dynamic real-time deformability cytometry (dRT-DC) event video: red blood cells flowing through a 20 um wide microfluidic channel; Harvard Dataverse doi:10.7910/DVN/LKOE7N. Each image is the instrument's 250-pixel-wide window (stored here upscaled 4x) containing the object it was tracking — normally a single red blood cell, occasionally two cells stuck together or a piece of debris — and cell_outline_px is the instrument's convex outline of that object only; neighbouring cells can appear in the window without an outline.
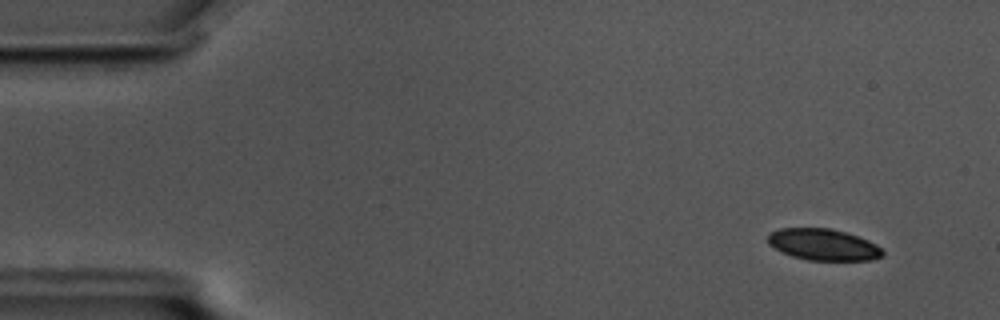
{"species": "common noctule bat (a hibernating species)", "species_latin": "Nyctalus noctula", "temperature_condition": "cold", "stored_images_in_passage": 17, "camera_frame_rate_fps": 3000, "um_per_image_px": 0.085, "animal": {"sex": "male", "body_mass_g": 17.5, "forearm_length_mm": 52.3}, "frame": {"image": 1, "passage_image": 5, "time_ms": 1.333, "image_size_px": [1000, 320], "cell_outline_px": [[884, 256], [872, 260], [808, 260], [792, 256], [768, 244], [768, 232], [780, 228], [828, 228], [844, 232], [868, 240], [876, 244], [884, 252]], "centroid_in_image_um": [69.98, 20.79], "position_along_channel_um": 15.0, "area_um2": 20.92}}